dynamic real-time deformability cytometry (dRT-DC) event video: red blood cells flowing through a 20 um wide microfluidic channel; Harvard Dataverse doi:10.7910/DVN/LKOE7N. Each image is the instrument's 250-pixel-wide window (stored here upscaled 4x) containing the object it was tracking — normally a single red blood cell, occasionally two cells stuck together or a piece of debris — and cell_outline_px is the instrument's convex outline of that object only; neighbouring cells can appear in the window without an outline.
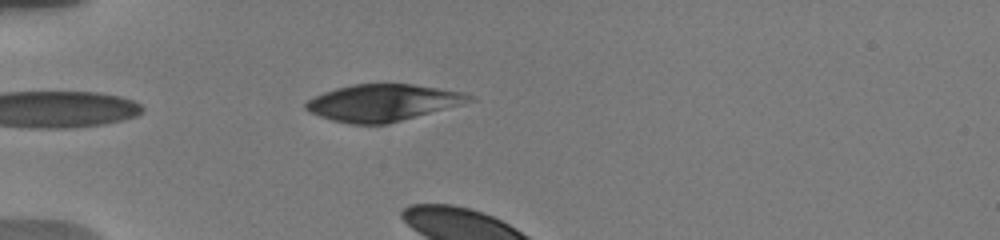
{"species": "human", "species_latin": "Homo sapiens", "temperature_condition": "warm", "stored_images_in_passage": 7, "camera_frame_rate_fps": 3000, "um_per_image_px": 0.085, "donor": {"sex": "male"}, "frame": {"image": 1, "passage_image": 7, "time_ms": 5.0, "image_size_px": [1000, 240], "cell_outline_px": [[476, 100], [388, 124], [352, 124], [332, 120], [308, 112], [304, 108], [304, 104], [308, 100], [324, 92], [336, 88], [352, 84], [412, 84], [440, 88], [464, 92], [476, 96]], "centroid_in_image_um": [32.55, 8.72], "position_along_channel_um": 52.4, "area_um2": 35.03}}